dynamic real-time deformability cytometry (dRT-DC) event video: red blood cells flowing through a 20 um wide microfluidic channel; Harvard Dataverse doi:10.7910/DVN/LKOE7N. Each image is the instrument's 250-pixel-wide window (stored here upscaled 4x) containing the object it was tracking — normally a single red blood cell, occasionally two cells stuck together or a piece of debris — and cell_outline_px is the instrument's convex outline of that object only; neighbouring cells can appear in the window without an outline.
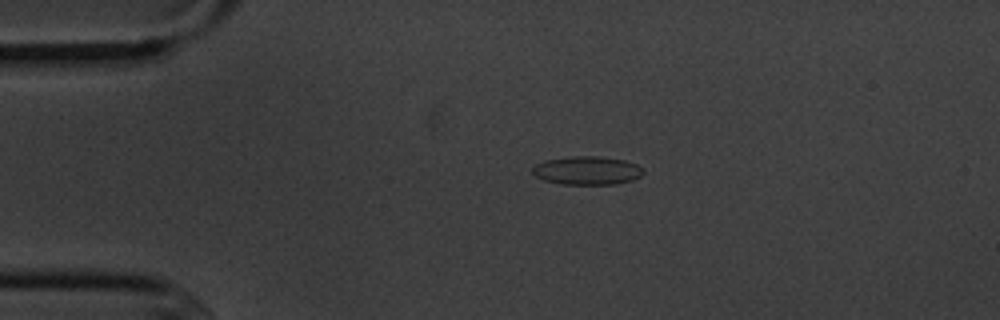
{"species": "common noctule bat (a hibernating species)", "species_latin": "Nyctalus noctula", "temperature_condition": "cold", "stored_images_in_passage": 2, "camera_frame_rate_fps": 3000, "um_per_image_px": 0.085, "animal": {"sex": "male", "body_mass_g": 20.1, "forearm_length_mm": 53.5}, "frame": {"image": 1, "passage_image": 1, "time_ms": 0.0, "image_size_px": [1000, 320], "cell_outline_px": [[644, 172], [640, 176], [632, 180], [616, 184], [560, 184], [544, 180], [536, 176], [532, 172], [532, 168], [536, 164], [544, 160], [572, 156], [600, 156], [624, 160], [636, 164], [644, 168]], "centroid_in_image_um": [49.91, 14.49], "position_along_channel_um": 35.1, "area_um2": 18.44}}